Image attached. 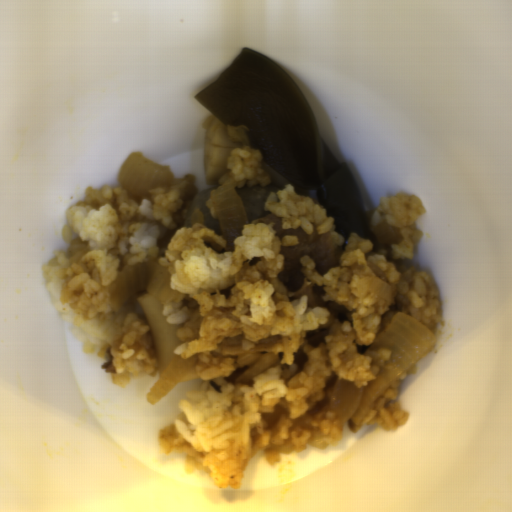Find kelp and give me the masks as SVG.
Returning <instances> with one entry per match:
<instances>
[{
    "mask_svg": "<svg viewBox=\"0 0 512 512\" xmlns=\"http://www.w3.org/2000/svg\"><path fill=\"white\" fill-rule=\"evenodd\" d=\"M194 99L223 125L246 127L268 183L280 191L291 184L299 197L326 208L344 239L340 246L352 233L366 238L373 230L347 163L332 153L302 90L281 67L243 47Z\"/></svg>",
    "mask_w": 512,
    "mask_h": 512,
    "instance_id": "1",
    "label": "kelp"
}]
</instances>
